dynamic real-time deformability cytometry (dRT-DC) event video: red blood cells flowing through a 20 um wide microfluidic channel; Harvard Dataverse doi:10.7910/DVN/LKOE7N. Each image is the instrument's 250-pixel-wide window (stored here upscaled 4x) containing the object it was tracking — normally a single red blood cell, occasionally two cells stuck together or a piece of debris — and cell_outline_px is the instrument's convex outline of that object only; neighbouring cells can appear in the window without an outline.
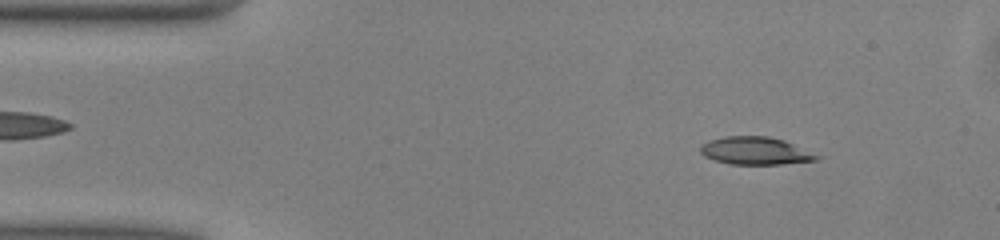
{"species": "common noctule bat (a hibernating species)", "species_latin": "Nyctalus noctula", "temperature_condition": "warm", "stored_images_in_passage": 48, "camera_frame_rate_fps": 3000, "um_per_image_px": 0.085, "animal": {"sex": "male", "body_mass_g": 13.0, "forearm_length_mm": 53.1}, "frame": {"image": 1, "passage_image": 5, "time_ms": 1.333, "image_size_px": [1000, 240], "cell_outline_px": [[824, 156], [816, 160], [780, 164], [728, 164], [704, 156], [700, 152], [700, 144], [708, 140], [728, 136], [768, 136], [784, 140]], "centroid_in_image_um": [64.23, 12.81], "position_along_channel_um": 20.8, "area_um2": 18.9}}
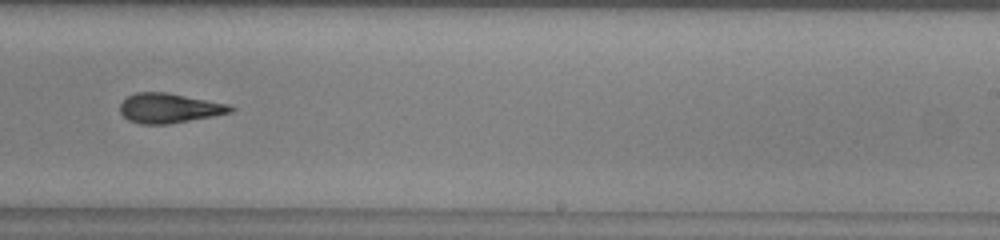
{"frame": {"image": 2, "passage_image": 29, "time_ms": 9.333, "image_size_px": [1000, 240], "cell_outline_px": [[236, 108], [232, 112], [212, 116], [168, 124], [140, 124], [128, 120], [120, 112], [120, 104], [128, 96], [136, 92], [168, 92], [228, 104]], "centroid_in_image_um": [14.37, 9.19], "position_along_channel_um": 274.6, "area_um2": 19.07}}
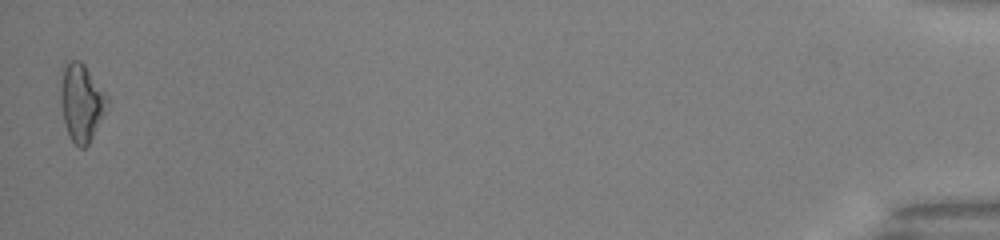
{"frame": {"image": 3, "passage_image": 48, "time_ms": 15.667, "image_size_px": [1000, 240], "cell_outline_px": [[108, 104], [88, 144], [84, 148], [80, 148], [68, 136], [64, 124], [60, 104], [60, 96], [64, 68], [72, 60], [80, 60], [84, 64], [108, 96]], "centroid_in_image_um": [6.91, 8.73], "position_along_channel_um": 428.3, "area_um2": 20.58}, "authors_computed_cell_mechanics": {"area_um2": 19.3919, "velocity_mm_per_s": 4.0871, "shape_relaxation_time_tau1_ms": 4.7581, "shape_relaxation_time_tau2_ms": 3.2891, "deformation_change_tau1": 0.1678, "deformation_change_tau2": 0.1354}}